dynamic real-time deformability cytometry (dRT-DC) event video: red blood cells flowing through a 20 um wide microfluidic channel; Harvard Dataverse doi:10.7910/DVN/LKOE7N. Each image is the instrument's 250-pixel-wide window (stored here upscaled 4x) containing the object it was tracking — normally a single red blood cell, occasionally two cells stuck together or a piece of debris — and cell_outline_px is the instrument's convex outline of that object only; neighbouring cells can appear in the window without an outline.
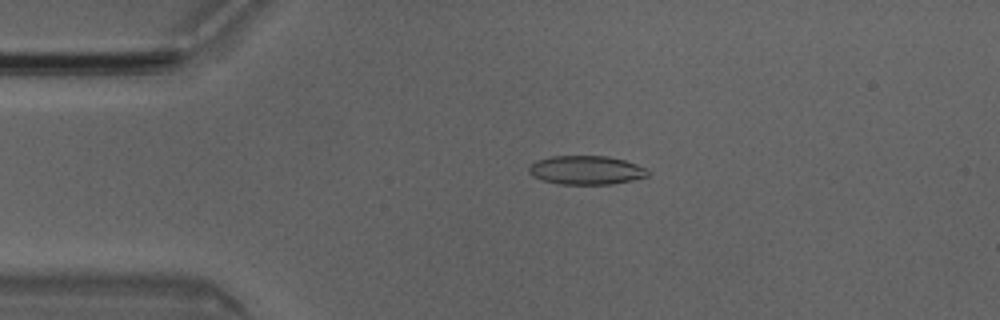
{"species": "Egyptian fruit bat (a non-hibernating species)", "species_latin": "Rousettus aegyptiacus", "temperature_condition": "room temperature", "stored_images_in_passage": 2, "camera_frame_rate_fps": 3000, "um_per_image_px": 0.085, "animal": {"sex": "male"}, "frame": {"image": 1, "passage_image": 1, "time_ms": 0.0, "image_size_px": [1000, 320], "cell_outline_px": [[648, 176], [632, 180], [612, 184], [560, 184], [544, 180], [532, 176], [528, 172], [528, 168], [536, 160], [552, 156], [608, 156], [624, 160], [636, 164], [644, 168], [648, 172]], "centroid_in_image_um": [49.8, 14.46], "position_along_channel_um": 35.2, "area_um2": 19.83}}